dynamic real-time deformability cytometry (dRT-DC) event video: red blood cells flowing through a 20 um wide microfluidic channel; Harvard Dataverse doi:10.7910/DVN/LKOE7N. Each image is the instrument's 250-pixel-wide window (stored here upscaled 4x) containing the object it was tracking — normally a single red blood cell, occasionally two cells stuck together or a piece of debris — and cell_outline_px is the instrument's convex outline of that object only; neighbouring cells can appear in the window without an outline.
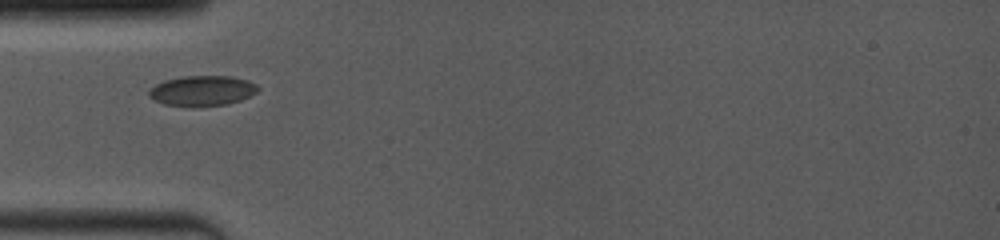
{"species": "common noctule bat (a hibernating species)", "species_latin": "Nyctalus noctula", "temperature_condition": "room temperature", "stored_images_in_passage": 4, "camera_frame_rate_fps": 4000, "um_per_image_px": 0.085, "animal": {"sex": "female", "body_mass_g": 19.0, "forearm_length_mm": 53.3}, "frame": {"image": 1, "passage_image": 1, "time_ms": 0.0, "image_size_px": [1000, 240], "cell_outline_px": [[260, 88], [256, 92], [240, 100], [228, 104], [192, 108], [164, 104], [148, 96], [148, 88], [164, 80], [184, 76], [232, 76], [248, 80], [256, 84]], "centroid_in_image_um": [17.16, 7.72], "position_along_channel_um": 67.8, "area_um2": 19.54}}
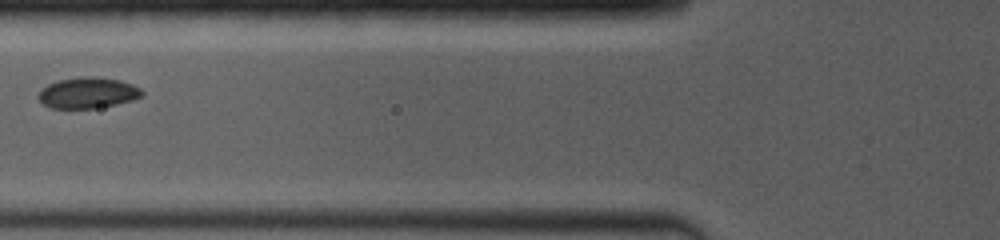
{"frame": {"image": 2, "passage_image": 3, "time_ms": 1.25, "image_size_px": [1000, 240], "cell_outline_px": [[144, 92], [140, 96], [132, 100], [116, 104], [96, 108], [52, 108], [44, 104], [36, 96], [48, 84], [60, 80], [80, 76], [88, 76], [120, 80], [132, 84], [140, 88]], "centroid_in_image_um": [7.47, 7.89], "position_along_channel_um": 118.3, "area_um2": 18.44}}